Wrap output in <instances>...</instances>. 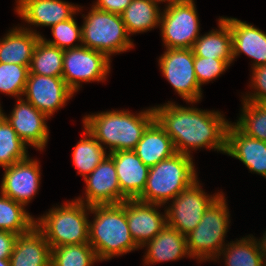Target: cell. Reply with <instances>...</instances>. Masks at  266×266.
Segmentation results:
<instances>
[{"label":"cell","instance_id":"e575fe53","mask_svg":"<svg viewBox=\"0 0 266 266\" xmlns=\"http://www.w3.org/2000/svg\"><path fill=\"white\" fill-rule=\"evenodd\" d=\"M50 28L54 39L47 40L46 38H44V36L41 35V38L48 44L56 46L63 50L78 48L82 46L81 27L78 26L74 16L68 20L59 22L58 24L53 25ZM76 41L80 42V44H74V42Z\"/></svg>","mask_w":266,"mask_h":266},{"label":"cell","instance_id":"b9f144b4","mask_svg":"<svg viewBox=\"0 0 266 266\" xmlns=\"http://www.w3.org/2000/svg\"><path fill=\"white\" fill-rule=\"evenodd\" d=\"M0 266H10V260L0 258Z\"/></svg>","mask_w":266,"mask_h":266},{"label":"cell","instance_id":"52a82bcc","mask_svg":"<svg viewBox=\"0 0 266 266\" xmlns=\"http://www.w3.org/2000/svg\"><path fill=\"white\" fill-rule=\"evenodd\" d=\"M82 17V46L97 50L109 59L113 54L124 53L134 47L121 15L91 6L88 14H82Z\"/></svg>","mask_w":266,"mask_h":266},{"label":"cell","instance_id":"8fae6325","mask_svg":"<svg viewBox=\"0 0 266 266\" xmlns=\"http://www.w3.org/2000/svg\"><path fill=\"white\" fill-rule=\"evenodd\" d=\"M165 50L158 61L163 76L187 103L194 104L201 101L202 89L194 71L193 49Z\"/></svg>","mask_w":266,"mask_h":266},{"label":"cell","instance_id":"603a6c76","mask_svg":"<svg viewBox=\"0 0 266 266\" xmlns=\"http://www.w3.org/2000/svg\"><path fill=\"white\" fill-rule=\"evenodd\" d=\"M50 259L49 243L36 226L18 235L9 258L10 266H50Z\"/></svg>","mask_w":266,"mask_h":266},{"label":"cell","instance_id":"9a60e30c","mask_svg":"<svg viewBox=\"0 0 266 266\" xmlns=\"http://www.w3.org/2000/svg\"><path fill=\"white\" fill-rule=\"evenodd\" d=\"M14 106L11 114L6 115V120L27 146L43 151L49 140L46 122L49 117L23 97L18 98Z\"/></svg>","mask_w":266,"mask_h":266},{"label":"cell","instance_id":"7a4b0ae2","mask_svg":"<svg viewBox=\"0 0 266 266\" xmlns=\"http://www.w3.org/2000/svg\"><path fill=\"white\" fill-rule=\"evenodd\" d=\"M155 120L153 107L130 113L129 110L102 111L83 117V126L108 153L134 150L144 131ZM107 145V146H105Z\"/></svg>","mask_w":266,"mask_h":266},{"label":"cell","instance_id":"ac0fdd59","mask_svg":"<svg viewBox=\"0 0 266 266\" xmlns=\"http://www.w3.org/2000/svg\"><path fill=\"white\" fill-rule=\"evenodd\" d=\"M252 173L266 178V141L246 136L232 122L227 129L226 152Z\"/></svg>","mask_w":266,"mask_h":266},{"label":"cell","instance_id":"7bdbcfd3","mask_svg":"<svg viewBox=\"0 0 266 266\" xmlns=\"http://www.w3.org/2000/svg\"><path fill=\"white\" fill-rule=\"evenodd\" d=\"M161 2H172V1H176V0H160Z\"/></svg>","mask_w":266,"mask_h":266},{"label":"cell","instance_id":"d6986e66","mask_svg":"<svg viewBox=\"0 0 266 266\" xmlns=\"http://www.w3.org/2000/svg\"><path fill=\"white\" fill-rule=\"evenodd\" d=\"M222 18L229 24L232 33L233 61L244 53L254 60L251 68L266 64V33L246 21Z\"/></svg>","mask_w":266,"mask_h":266},{"label":"cell","instance_id":"74e56055","mask_svg":"<svg viewBox=\"0 0 266 266\" xmlns=\"http://www.w3.org/2000/svg\"><path fill=\"white\" fill-rule=\"evenodd\" d=\"M132 0H96L92 5L96 9L121 15Z\"/></svg>","mask_w":266,"mask_h":266},{"label":"cell","instance_id":"8d00e7d4","mask_svg":"<svg viewBox=\"0 0 266 266\" xmlns=\"http://www.w3.org/2000/svg\"><path fill=\"white\" fill-rule=\"evenodd\" d=\"M251 88L253 93L249 92L243 96V101L266 103V64L252 68Z\"/></svg>","mask_w":266,"mask_h":266},{"label":"cell","instance_id":"30bf717a","mask_svg":"<svg viewBox=\"0 0 266 266\" xmlns=\"http://www.w3.org/2000/svg\"><path fill=\"white\" fill-rule=\"evenodd\" d=\"M222 193H205L197 179L171 200L169 207H165L167 225L186 236L197 227L205 211Z\"/></svg>","mask_w":266,"mask_h":266},{"label":"cell","instance_id":"4dcf8cb0","mask_svg":"<svg viewBox=\"0 0 266 266\" xmlns=\"http://www.w3.org/2000/svg\"><path fill=\"white\" fill-rule=\"evenodd\" d=\"M241 101L242 112L233 124L246 136L266 141V103Z\"/></svg>","mask_w":266,"mask_h":266},{"label":"cell","instance_id":"f546056e","mask_svg":"<svg viewBox=\"0 0 266 266\" xmlns=\"http://www.w3.org/2000/svg\"><path fill=\"white\" fill-rule=\"evenodd\" d=\"M0 194V230L17 235L29 232L35 226L36 218L26 211L24 205Z\"/></svg>","mask_w":266,"mask_h":266},{"label":"cell","instance_id":"ffe728a7","mask_svg":"<svg viewBox=\"0 0 266 266\" xmlns=\"http://www.w3.org/2000/svg\"><path fill=\"white\" fill-rule=\"evenodd\" d=\"M121 194L126 199H137L145 189L149 167L133 150L111 152Z\"/></svg>","mask_w":266,"mask_h":266},{"label":"cell","instance_id":"484cf974","mask_svg":"<svg viewBox=\"0 0 266 266\" xmlns=\"http://www.w3.org/2000/svg\"><path fill=\"white\" fill-rule=\"evenodd\" d=\"M160 0H132L121 14L129 35L144 33L160 26Z\"/></svg>","mask_w":266,"mask_h":266},{"label":"cell","instance_id":"3957f363","mask_svg":"<svg viewBox=\"0 0 266 266\" xmlns=\"http://www.w3.org/2000/svg\"><path fill=\"white\" fill-rule=\"evenodd\" d=\"M89 244L98 261L110 260L140 249L132 239L126 219V201L115 205L90 206Z\"/></svg>","mask_w":266,"mask_h":266},{"label":"cell","instance_id":"83f0119b","mask_svg":"<svg viewBox=\"0 0 266 266\" xmlns=\"http://www.w3.org/2000/svg\"><path fill=\"white\" fill-rule=\"evenodd\" d=\"M83 131L82 139L74 146L72 159L77 173L85 178L109 153L86 127H84Z\"/></svg>","mask_w":266,"mask_h":266},{"label":"cell","instance_id":"d4e9b609","mask_svg":"<svg viewBox=\"0 0 266 266\" xmlns=\"http://www.w3.org/2000/svg\"><path fill=\"white\" fill-rule=\"evenodd\" d=\"M196 56L224 60L229 66L233 62L232 33L229 24L220 17L218 29L200 35L193 45Z\"/></svg>","mask_w":266,"mask_h":266},{"label":"cell","instance_id":"ba28073f","mask_svg":"<svg viewBox=\"0 0 266 266\" xmlns=\"http://www.w3.org/2000/svg\"><path fill=\"white\" fill-rule=\"evenodd\" d=\"M165 6L159 26L165 49H192L200 36V22L194 0H176L167 2Z\"/></svg>","mask_w":266,"mask_h":266},{"label":"cell","instance_id":"ab89813d","mask_svg":"<svg viewBox=\"0 0 266 266\" xmlns=\"http://www.w3.org/2000/svg\"><path fill=\"white\" fill-rule=\"evenodd\" d=\"M258 246H259V250L263 256L264 261L266 262V231L263 234V237H261V239H256Z\"/></svg>","mask_w":266,"mask_h":266},{"label":"cell","instance_id":"5bb4252c","mask_svg":"<svg viewBox=\"0 0 266 266\" xmlns=\"http://www.w3.org/2000/svg\"><path fill=\"white\" fill-rule=\"evenodd\" d=\"M75 94L62 77L29 74L23 96L49 118Z\"/></svg>","mask_w":266,"mask_h":266},{"label":"cell","instance_id":"d590c367","mask_svg":"<svg viewBox=\"0 0 266 266\" xmlns=\"http://www.w3.org/2000/svg\"><path fill=\"white\" fill-rule=\"evenodd\" d=\"M229 65L221 59L206 58L194 54V71L200 86L227 71Z\"/></svg>","mask_w":266,"mask_h":266},{"label":"cell","instance_id":"cb8c5ba5","mask_svg":"<svg viewBox=\"0 0 266 266\" xmlns=\"http://www.w3.org/2000/svg\"><path fill=\"white\" fill-rule=\"evenodd\" d=\"M133 151L149 168L177 153L172 139L156 120L144 131Z\"/></svg>","mask_w":266,"mask_h":266},{"label":"cell","instance_id":"277c9868","mask_svg":"<svg viewBox=\"0 0 266 266\" xmlns=\"http://www.w3.org/2000/svg\"><path fill=\"white\" fill-rule=\"evenodd\" d=\"M197 176L193 158L177 152L149 168L145 189L137 199L165 206L196 181Z\"/></svg>","mask_w":266,"mask_h":266},{"label":"cell","instance_id":"1f68e13d","mask_svg":"<svg viewBox=\"0 0 266 266\" xmlns=\"http://www.w3.org/2000/svg\"><path fill=\"white\" fill-rule=\"evenodd\" d=\"M50 266H93L98 262L89 243L51 248Z\"/></svg>","mask_w":266,"mask_h":266},{"label":"cell","instance_id":"e0dca14e","mask_svg":"<svg viewBox=\"0 0 266 266\" xmlns=\"http://www.w3.org/2000/svg\"><path fill=\"white\" fill-rule=\"evenodd\" d=\"M15 11L30 25L51 27L68 20L83 7L65 0H17Z\"/></svg>","mask_w":266,"mask_h":266},{"label":"cell","instance_id":"60d3db41","mask_svg":"<svg viewBox=\"0 0 266 266\" xmlns=\"http://www.w3.org/2000/svg\"><path fill=\"white\" fill-rule=\"evenodd\" d=\"M6 119V114L3 112L1 103H0V124Z\"/></svg>","mask_w":266,"mask_h":266},{"label":"cell","instance_id":"d6a6232c","mask_svg":"<svg viewBox=\"0 0 266 266\" xmlns=\"http://www.w3.org/2000/svg\"><path fill=\"white\" fill-rule=\"evenodd\" d=\"M27 148L5 119L0 124V167L4 168L26 159L29 156Z\"/></svg>","mask_w":266,"mask_h":266},{"label":"cell","instance_id":"8992f818","mask_svg":"<svg viewBox=\"0 0 266 266\" xmlns=\"http://www.w3.org/2000/svg\"><path fill=\"white\" fill-rule=\"evenodd\" d=\"M229 217L227 202L222 193L205 211L197 227L186 235L191 259H197L201 263L214 261L218 257L227 245L225 235L230 224Z\"/></svg>","mask_w":266,"mask_h":266},{"label":"cell","instance_id":"2e32d148","mask_svg":"<svg viewBox=\"0 0 266 266\" xmlns=\"http://www.w3.org/2000/svg\"><path fill=\"white\" fill-rule=\"evenodd\" d=\"M160 204L140 201L138 199L126 200V219L129 231L136 245L141 248L146 242L152 240L166 225V212L160 213Z\"/></svg>","mask_w":266,"mask_h":266},{"label":"cell","instance_id":"4fadbf2b","mask_svg":"<svg viewBox=\"0 0 266 266\" xmlns=\"http://www.w3.org/2000/svg\"><path fill=\"white\" fill-rule=\"evenodd\" d=\"M39 163L28 156L22 161L4 167L0 193L26 207L40 190Z\"/></svg>","mask_w":266,"mask_h":266},{"label":"cell","instance_id":"f1b7e54d","mask_svg":"<svg viewBox=\"0 0 266 266\" xmlns=\"http://www.w3.org/2000/svg\"><path fill=\"white\" fill-rule=\"evenodd\" d=\"M63 54V49L50 45L40 38L31 58L29 74L62 77Z\"/></svg>","mask_w":266,"mask_h":266},{"label":"cell","instance_id":"4316f807","mask_svg":"<svg viewBox=\"0 0 266 266\" xmlns=\"http://www.w3.org/2000/svg\"><path fill=\"white\" fill-rule=\"evenodd\" d=\"M222 255L226 266H266L253 235L228 242L214 262Z\"/></svg>","mask_w":266,"mask_h":266},{"label":"cell","instance_id":"5b68a950","mask_svg":"<svg viewBox=\"0 0 266 266\" xmlns=\"http://www.w3.org/2000/svg\"><path fill=\"white\" fill-rule=\"evenodd\" d=\"M90 206L76 199L52 207L36 218L35 226L43 233L50 248L89 243Z\"/></svg>","mask_w":266,"mask_h":266},{"label":"cell","instance_id":"44dd1931","mask_svg":"<svg viewBox=\"0 0 266 266\" xmlns=\"http://www.w3.org/2000/svg\"><path fill=\"white\" fill-rule=\"evenodd\" d=\"M146 253L143 263L149 264L175 261L183 257H190L187 247L186 236L179 231L166 225L152 240L146 242L141 248Z\"/></svg>","mask_w":266,"mask_h":266},{"label":"cell","instance_id":"f35d334b","mask_svg":"<svg viewBox=\"0 0 266 266\" xmlns=\"http://www.w3.org/2000/svg\"><path fill=\"white\" fill-rule=\"evenodd\" d=\"M17 237L18 235L13 232L0 230V258L1 259L10 258Z\"/></svg>","mask_w":266,"mask_h":266},{"label":"cell","instance_id":"7402d4cb","mask_svg":"<svg viewBox=\"0 0 266 266\" xmlns=\"http://www.w3.org/2000/svg\"><path fill=\"white\" fill-rule=\"evenodd\" d=\"M41 34L31 27L17 26L0 39V63L30 66Z\"/></svg>","mask_w":266,"mask_h":266},{"label":"cell","instance_id":"6da1fadb","mask_svg":"<svg viewBox=\"0 0 266 266\" xmlns=\"http://www.w3.org/2000/svg\"><path fill=\"white\" fill-rule=\"evenodd\" d=\"M155 120L172 139L176 152L192 156L201 148L226 152L229 122L220 111L178 106L168 101L153 107Z\"/></svg>","mask_w":266,"mask_h":266},{"label":"cell","instance_id":"7c38bea8","mask_svg":"<svg viewBox=\"0 0 266 266\" xmlns=\"http://www.w3.org/2000/svg\"><path fill=\"white\" fill-rule=\"evenodd\" d=\"M84 181L85 198L78 197L76 200L87 206L115 205L127 200L121 194L116 167L109 154L84 178Z\"/></svg>","mask_w":266,"mask_h":266},{"label":"cell","instance_id":"836d02e7","mask_svg":"<svg viewBox=\"0 0 266 266\" xmlns=\"http://www.w3.org/2000/svg\"><path fill=\"white\" fill-rule=\"evenodd\" d=\"M29 67L0 63V93L21 98L25 92Z\"/></svg>","mask_w":266,"mask_h":266},{"label":"cell","instance_id":"9c48e42d","mask_svg":"<svg viewBox=\"0 0 266 266\" xmlns=\"http://www.w3.org/2000/svg\"><path fill=\"white\" fill-rule=\"evenodd\" d=\"M111 59L105 54L81 46L65 49L63 54L62 78L75 93L82 82H104L110 73Z\"/></svg>","mask_w":266,"mask_h":266}]
</instances>
